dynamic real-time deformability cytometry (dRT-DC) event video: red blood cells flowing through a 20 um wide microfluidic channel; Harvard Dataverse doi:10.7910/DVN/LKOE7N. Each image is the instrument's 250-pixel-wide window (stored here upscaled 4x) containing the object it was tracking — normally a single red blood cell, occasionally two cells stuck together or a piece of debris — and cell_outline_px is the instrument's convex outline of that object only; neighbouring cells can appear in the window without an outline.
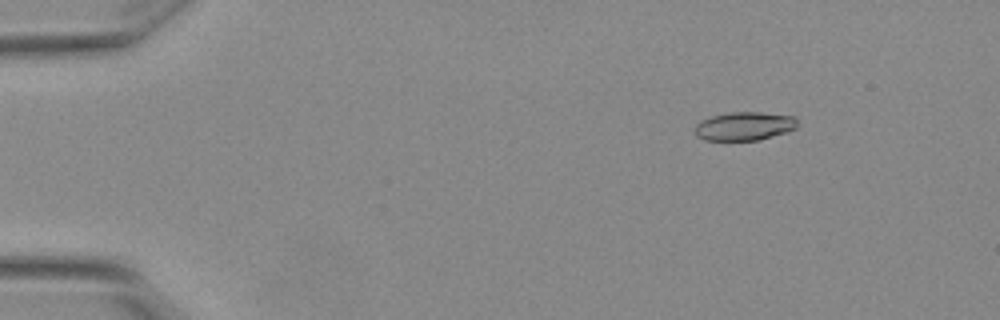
{"species": "Egyptian fruit bat (a non-hibernating species)", "species_latin": "Rousettus aegyptiacus", "temperature_condition": "warm", "stored_images_in_passage": 5, "camera_frame_rate_fps": 3000, "um_per_image_px": 0.085, "animal": {"sex": "female"}, "frame": {"image": 1, "passage_image": 3, "time_ms": 0.667, "image_size_px": [1000, 320], "cell_outline_px": [[796, 128], [760, 140], [704, 140], [696, 136], [692, 128], [700, 120], [712, 116], [732, 112], [760, 112], [796, 116]], "centroid_in_image_um": [63.21, 10.72], "position_along_channel_um": 21.8, "area_um2": 17.11}}